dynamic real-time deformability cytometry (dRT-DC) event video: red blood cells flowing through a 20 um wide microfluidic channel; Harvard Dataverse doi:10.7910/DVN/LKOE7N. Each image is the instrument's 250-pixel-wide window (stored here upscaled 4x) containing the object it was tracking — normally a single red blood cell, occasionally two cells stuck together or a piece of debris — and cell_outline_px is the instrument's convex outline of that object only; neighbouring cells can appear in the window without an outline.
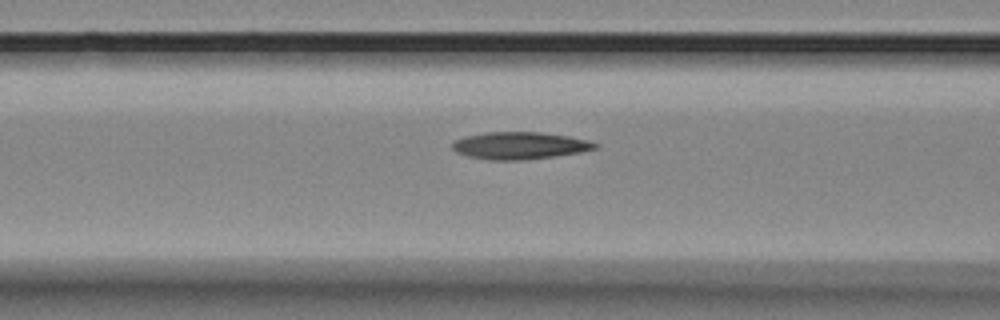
{"species": "Egyptian fruit bat (a non-hibernating species)", "species_latin": "Rousettus aegyptiacus", "temperature_condition": "room temperature", "stored_images_in_passage": 5, "camera_frame_rate_fps": 3000, "um_per_image_px": 0.085, "animal": {"sex": "female"}, "frame": {"image": 1, "passage_image": 5, "time_ms": 5.667, "image_size_px": [1000, 320], "cell_outline_px": [[600, 144], [596, 148], [580, 152], [556, 156], [524, 160], [488, 160], [468, 156], [456, 152], [448, 144], [452, 140], [464, 136], [488, 132], [540, 132], [568, 136], [588, 140]], "centroid_in_image_um": [44.12, 12.37], "position_along_channel_um": 122.5, "area_um2": 22.89}}